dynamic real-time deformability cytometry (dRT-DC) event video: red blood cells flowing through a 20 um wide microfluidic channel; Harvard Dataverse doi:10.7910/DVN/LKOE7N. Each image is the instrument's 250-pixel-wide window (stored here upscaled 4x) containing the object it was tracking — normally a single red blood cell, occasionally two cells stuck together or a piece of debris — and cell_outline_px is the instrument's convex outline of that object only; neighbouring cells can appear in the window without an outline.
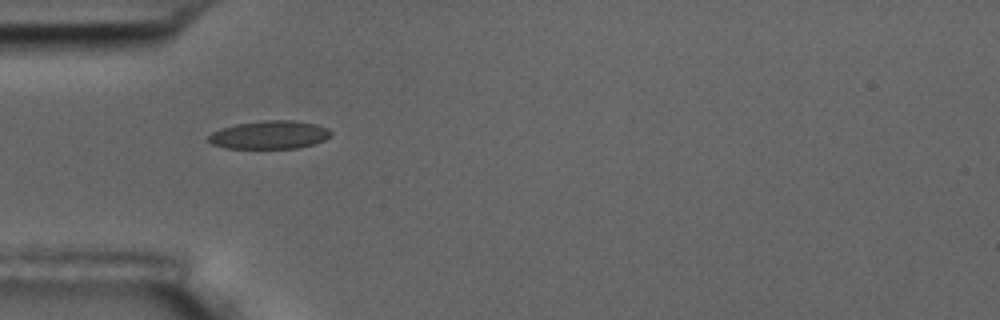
{"species": "common noctule bat (a hibernating species)", "species_latin": "Nyctalus noctula", "temperature_condition": "room temperature", "stored_images_in_passage": 2, "camera_frame_rate_fps": 3000, "um_per_image_px": 0.085, "animal": {"sex": "male", "body_mass_g": 17.5, "forearm_length_mm": 52.3}, "frame": {"image": 1, "passage_image": 1, "time_ms": 0.0, "image_size_px": [1000, 320], "cell_outline_px": [[332, 132], [324, 140], [312, 144], [296, 148], [224, 148], [212, 144], [208, 140], [208, 136], [212, 132], [220, 128], [236, 124], [264, 120], [292, 120], [316, 124], [328, 128]], "centroid_in_image_um": [22.88, 11.45], "position_along_channel_um": 62.1, "area_um2": 20.06}}